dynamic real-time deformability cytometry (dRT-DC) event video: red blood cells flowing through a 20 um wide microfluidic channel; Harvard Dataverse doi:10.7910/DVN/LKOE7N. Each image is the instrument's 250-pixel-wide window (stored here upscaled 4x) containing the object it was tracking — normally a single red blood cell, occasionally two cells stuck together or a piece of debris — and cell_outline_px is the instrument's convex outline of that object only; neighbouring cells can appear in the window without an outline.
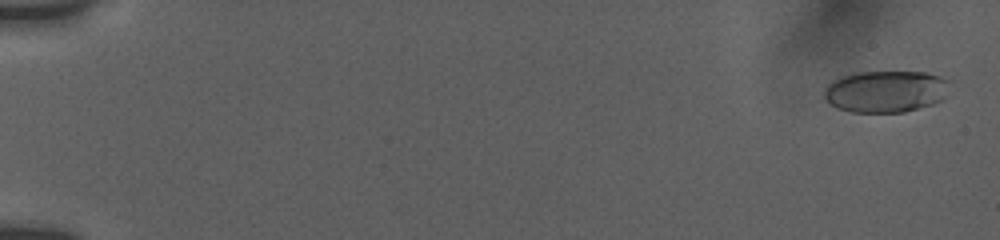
{"species": "human", "species_latin": "Homo sapiens", "temperature_condition": "room temperature", "stored_images_in_passage": 11, "camera_frame_rate_fps": 3000, "um_per_image_px": 0.085, "donor": {"sex": "female"}, "frame": {"image": 1, "passage_image": 1, "time_ms": 0.0, "image_size_px": [1000, 240], "cell_outline_px": [[952, 80], [948, 96], [944, 100], [932, 104], [904, 112], [852, 112], [836, 108], [824, 96], [824, 88], [832, 80], [840, 76], [856, 72], [924, 72], [940, 76]], "centroid_in_image_um": [75.35, 7.76], "position_along_channel_um": 9.7, "area_um2": 31.1}}
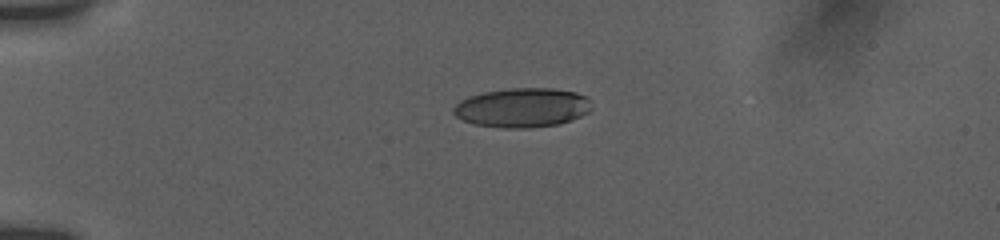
{"frame": {"image": 2, "passage_image": 8, "time_ms": 4.333, "image_size_px": [1000, 240], "cell_outline_px": [[592, 108], [588, 112], [572, 120], [560, 124], [532, 128], [504, 128], [472, 124], [456, 116], [452, 112], [452, 108], [460, 100], [468, 96], [484, 92], [508, 88], [552, 88], [576, 92], [588, 96]], "centroid_in_image_um": [44.4, 9.15], "position_along_channel_um": 40.6, "area_um2": 32.02}}
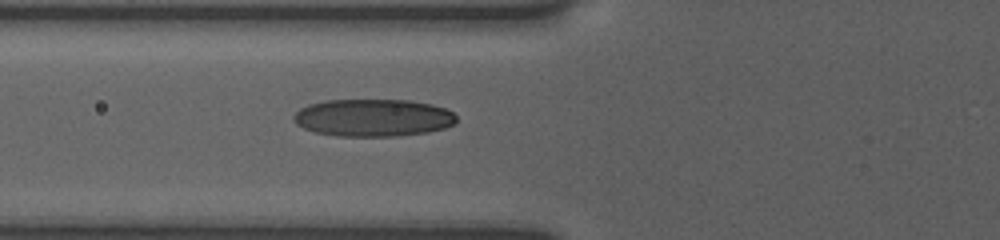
{"frame": {"image": 3, "passage_image": 11, "time_ms": 7.0, "image_size_px": [1000, 240], "cell_outline_px": [[456, 120], [452, 124], [444, 128], [428, 132], [396, 136], [336, 136], [316, 132], [304, 128], [296, 124], [292, 120], [292, 116], [300, 108], [308, 104], [324, 100], [408, 100], [432, 104], [444, 108], [452, 112], [456, 116]], "centroid_in_image_um": [31.67, 10.0], "position_along_channel_um": 94.1, "area_um2": 35.6}}